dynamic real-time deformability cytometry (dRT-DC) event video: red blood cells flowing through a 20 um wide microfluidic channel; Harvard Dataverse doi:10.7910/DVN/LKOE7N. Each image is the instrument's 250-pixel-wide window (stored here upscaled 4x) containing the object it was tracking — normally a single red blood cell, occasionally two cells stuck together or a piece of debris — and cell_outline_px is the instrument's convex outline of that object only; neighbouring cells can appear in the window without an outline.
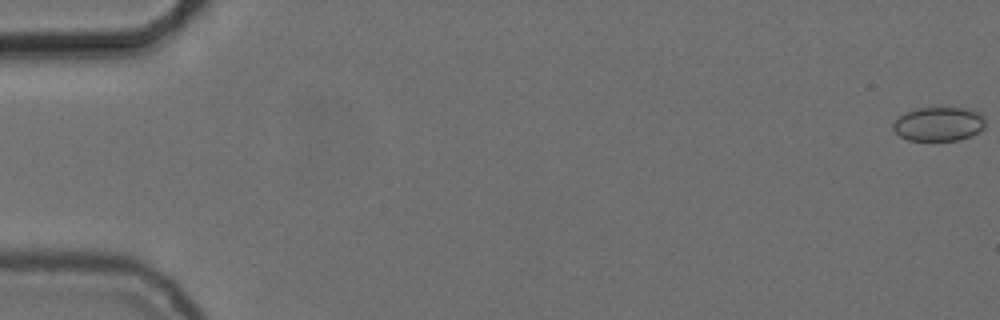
{"species": "common noctule bat (a hibernating species)", "species_latin": "Nyctalus noctula", "temperature_condition": "cold", "stored_images_in_passage": 56, "camera_frame_rate_fps": 3000, "um_per_image_px": 0.085, "animal": {"sex": "female", "body_mass_g": 24.6, "forearm_length_mm": 56.2}, "frame": {"image": 1, "passage_image": 1, "time_ms": 0.0, "image_size_px": [1000, 320], "cell_outline_px": [[984, 128], [980, 132], [972, 136], [960, 140], [908, 140], [900, 136], [892, 128], [892, 124], [900, 116], [916, 108], [968, 108], [980, 112], [984, 116]], "centroid_in_image_um": [79.84, 10.54], "position_along_channel_um": 5.2, "area_um2": 18.38}}
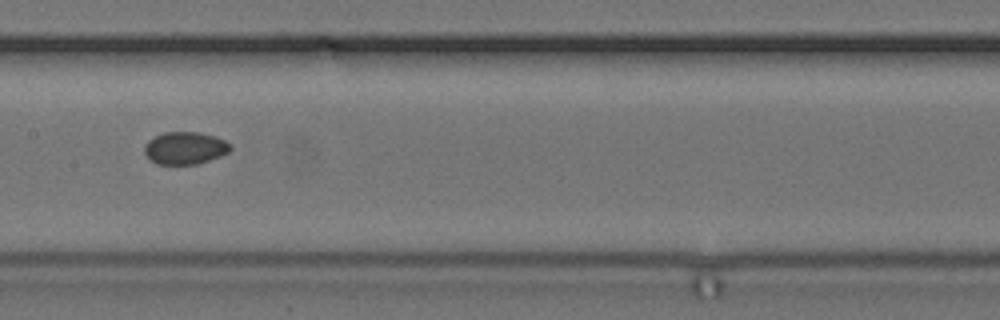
{"frame": {"image": 2, "passage_image": 29, "time_ms": 9.333, "image_size_px": [1000, 320], "cell_outline_px": [[232, 148], [228, 152], [220, 156], [196, 164], [156, 164], [148, 160], [144, 152], [144, 144], [148, 140], [164, 132], [200, 132], [216, 136], [232, 144]], "centroid_in_image_um": [15.71, 12.58], "position_along_channel_um": 191.7, "area_um2": 16.42}}
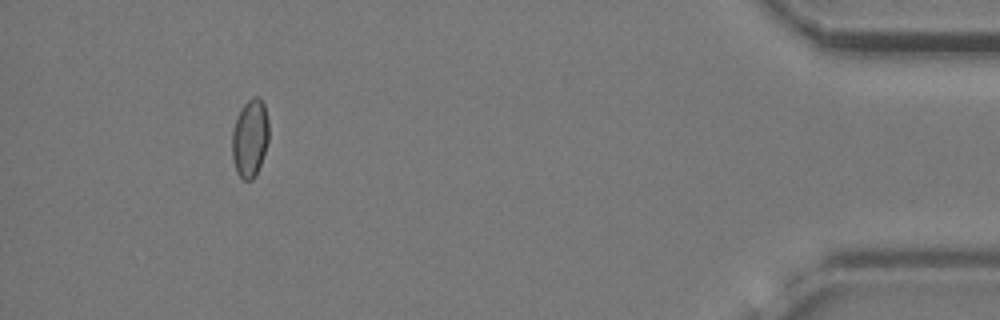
{"frame": {"image": 3, "passage_image": 52, "time_ms": 17.0, "image_size_px": [1000, 320], "cell_outline_px": [[268, 140], [256, 176], [252, 180], [244, 180], [236, 172], [232, 160], [232, 132], [236, 120], [244, 104], [252, 96], [256, 96], [264, 104], [268, 120]], "centroid_in_image_um": [21.24, 11.77], "position_along_channel_um": 414.0, "area_um2": 16.53}, "authors_computed_cell_mechanics": {"area_um2": 16.5886, "velocity_mm_per_s": 3.7473, "shape_relaxation_time_tau1_ms": null, "shape_relaxation_time_tau2_ms": 2.5484, "deformation_change_tau1": null, "deformation_change_tau2": 0.043}}